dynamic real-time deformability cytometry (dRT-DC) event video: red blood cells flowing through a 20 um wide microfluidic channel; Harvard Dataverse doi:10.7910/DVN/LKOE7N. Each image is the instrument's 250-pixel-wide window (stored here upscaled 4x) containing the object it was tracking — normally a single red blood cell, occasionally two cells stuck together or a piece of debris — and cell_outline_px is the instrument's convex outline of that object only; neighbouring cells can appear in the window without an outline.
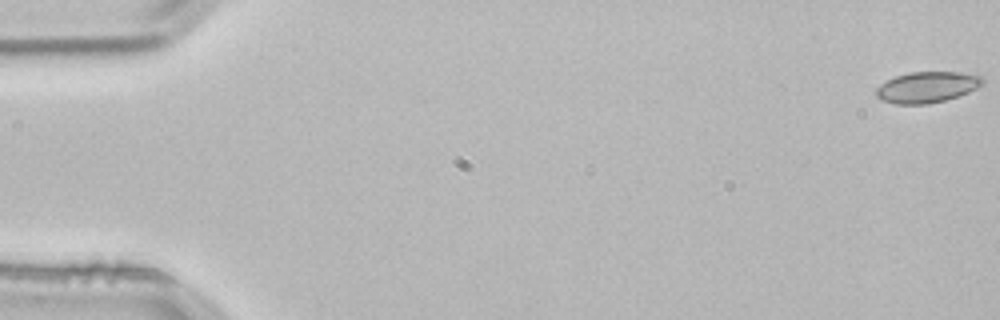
{"species": "common noctule bat (a hibernating species)", "species_latin": "Nyctalus noctula", "temperature_condition": "room temperature", "stored_images_in_passage": 4, "camera_frame_rate_fps": 3000, "um_per_image_px": 0.085, "animal": {"sex": "male", "body_mass_g": 21.5, "forearm_length_mm": 52.0}, "frame": {"image": 1, "passage_image": 1, "time_ms": 0.0, "image_size_px": [1000, 320], "cell_outline_px": [[984, 84], [968, 92], [944, 100], [928, 104], [896, 104], [884, 100], [876, 96], [876, 88], [880, 84], [896, 76], [912, 72], [960, 72], [980, 76], [984, 80]], "centroid_in_image_um": [78.8, 7.4], "position_along_channel_um": 6.2, "area_um2": 18.96}}
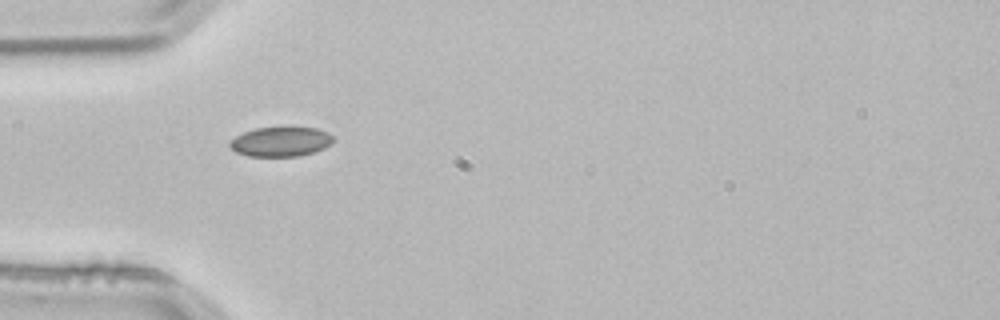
{"frame": {"image": 2, "passage_image": 4, "time_ms": 1.0, "image_size_px": [1000, 320], "cell_outline_px": [[332, 144], [324, 148], [300, 156], [248, 156], [236, 152], [228, 144], [236, 136], [244, 132], [256, 128], [284, 124], [292, 124], [316, 128], [328, 132], [332, 136]], "centroid_in_image_um": [23.89, 11.98], "position_along_channel_um": 61.1, "area_um2": 18.55}}